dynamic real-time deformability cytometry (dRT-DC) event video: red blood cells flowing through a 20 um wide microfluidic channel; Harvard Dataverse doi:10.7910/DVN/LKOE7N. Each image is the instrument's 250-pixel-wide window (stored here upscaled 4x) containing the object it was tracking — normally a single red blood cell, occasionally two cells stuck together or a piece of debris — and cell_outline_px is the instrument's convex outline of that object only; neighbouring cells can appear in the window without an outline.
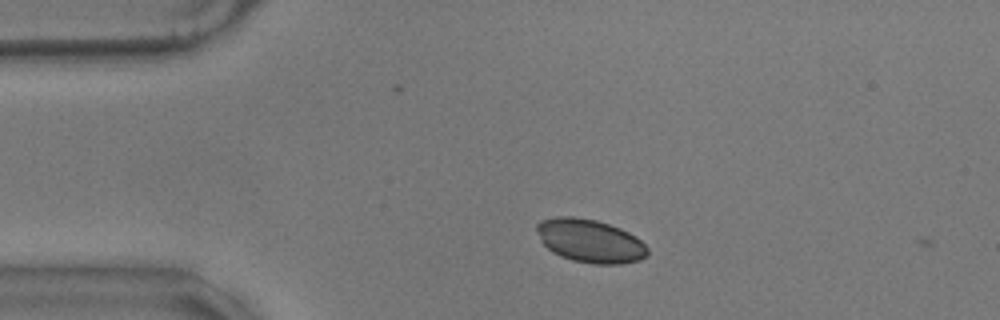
{"species": "common noctule bat (a hibernating species)", "species_latin": "Nyctalus noctula", "temperature_condition": "warm", "stored_images_in_passage": 2, "camera_frame_rate_fps": 3000, "um_per_image_px": 0.085, "animal": {"sex": "male", "body_mass_g": 17.9}, "frame": {"image": 1, "passage_image": 1, "time_ms": 0.0, "image_size_px": [1000, 320], "cell_outline_px": [[648, 256], [640, 260], [620, 264], [592, 264], [572, 260], [560, 256], [552, 252], [540, 240], [536, 228], [536, 224], [540, 220], [560, 216], [572, 216], [596, 220], [620, 228], [636, 236], [648, 248]], "centroid_in_image_um": [50.16, 20.48], "position_along_channel_um": 34.8, "area_um2": 28.09}}